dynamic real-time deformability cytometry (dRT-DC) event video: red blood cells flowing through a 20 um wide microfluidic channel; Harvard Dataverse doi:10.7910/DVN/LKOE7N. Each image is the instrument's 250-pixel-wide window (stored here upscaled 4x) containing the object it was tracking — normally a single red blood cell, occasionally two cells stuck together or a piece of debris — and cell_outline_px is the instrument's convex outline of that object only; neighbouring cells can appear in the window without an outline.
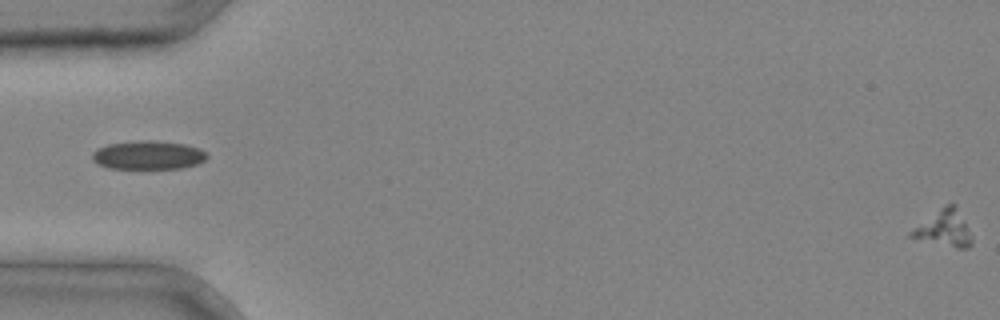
{"species": "common noctule bat (a hibernating species)", "species_latin": "Nyctalus noctula", "temperature_condition": "cold", "stored_images_in_passage": 3, "segment_of_instrument_passage": [2, 2], "camera_frame_rate_fps": 3000, "um_per_image_px": 0.085, "animal": {"sex": "male", "body_mass_g": 20.4}, "frame": {"image": 1, "passage_image": 3, "time_ms": 0.667, "image_size_px": [1000, 320], "cell_outline_px": [[972, 244], [968, 248], [956, 248], [908, 236], [908, 232], [940, 208], [948, 204], [956, 204], [972, 236]], "centroid_in_image_um": [80.28, 19.42], "position_along_channel_um": 4.7, "area_um2": 12.54}}